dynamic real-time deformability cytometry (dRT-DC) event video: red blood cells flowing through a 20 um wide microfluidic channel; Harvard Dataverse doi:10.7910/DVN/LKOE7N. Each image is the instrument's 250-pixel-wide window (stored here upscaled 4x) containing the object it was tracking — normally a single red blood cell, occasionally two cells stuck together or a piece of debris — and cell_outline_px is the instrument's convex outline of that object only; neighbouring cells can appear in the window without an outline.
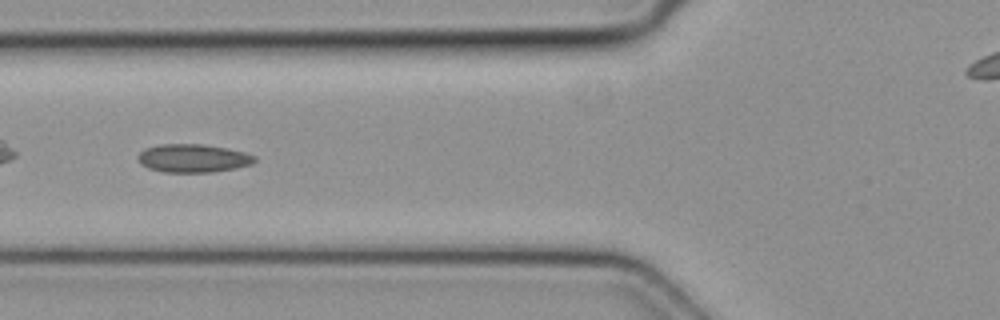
{"species": "common noctule bat (a hibernating species)", "species_latin": "Nyctalus noctula", "temperature_condition": "cold", "stored_images_in_passage": 5, "camera_frame_rate_fps": 3000, "um_per_image_px": 0.085, "animal": {"sex": "female", "body_mass_g": 19.3, "forearm_length_mm": 54.1}, "frame": {"image": 1, "passage_image": 5, "time_ms": 1.333, "image_size_px": [1000, 320], "cell_outline_px": [[256, 160], [252, 164], [236, 168], [212, 172], [164, 172], [148, 168], [140, 164], [136, 156], [144, 148], [160, 144], [204, 144], [228, 148], [244, 152], [256, 156]], "centroid_in_image_um": [16.4, 13.44], "position_along_channel_um": 109.4, "area_um2": 19.42}}